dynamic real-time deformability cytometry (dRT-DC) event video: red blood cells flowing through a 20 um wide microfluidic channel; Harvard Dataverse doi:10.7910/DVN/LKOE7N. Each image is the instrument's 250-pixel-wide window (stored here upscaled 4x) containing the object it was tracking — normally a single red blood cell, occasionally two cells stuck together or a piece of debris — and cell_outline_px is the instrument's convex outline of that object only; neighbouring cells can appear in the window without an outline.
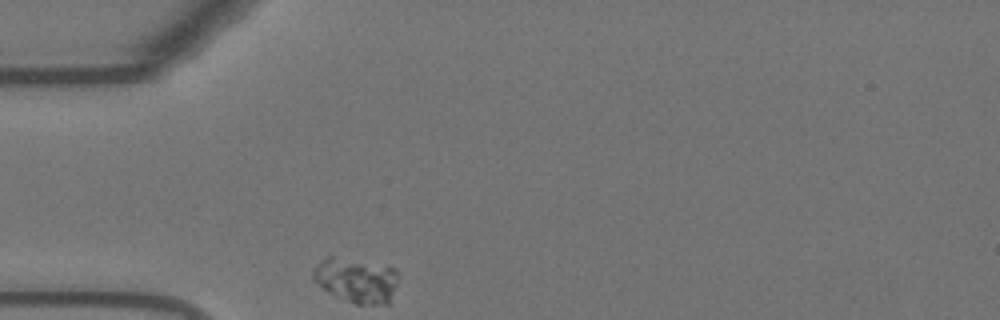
{"species": "Egyptian fruit bat (a non-hibernating species)", "species_latin": "Rousettus aegyptiacus", "temperature_condition": "warm", "stored_images_in_passage": 32, "camera_frame_rate_fps": 3000, "um_per_image_px": 0.085, "animal": {"sex": "female"}, "frame": {"image": 1, "passage_image": 1, "time_ms": 0.0, "image_size_px": [1000, 320], "cell_outline_px": [[400, 276], [388, 304], [356, 304], [336, 296], [328, 292], [312, 280], [312, 268], [316, 264], [328, 256], [332, 256], [396, 268], [400, 272]], "centroid_in_image_um": [30.28, 23.81], "position_along_channel_um": 54.7, "area_um2": 22.25}}
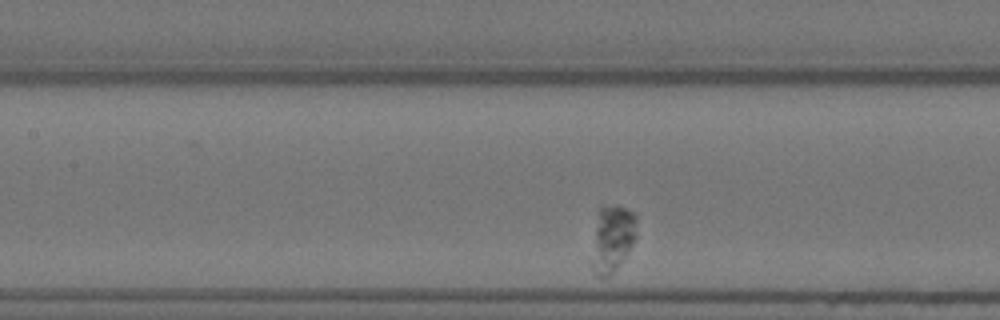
{"frame": {"image": 2, "passage_image": 11, "time_ms": 3.333, "image_size_px": [1000, 320], "cell_outline_px": [[636, 236], [632, 244], [616, 268], [608, 276], [600, 276], [592, 264], [596, 212], [600, 208], [612, 204], [616, 204], [636, 212]], "centroid_in_image_um": [52.07, 20.16], "position_along_channel_um": 155.3, "area_um2": 17.05}}
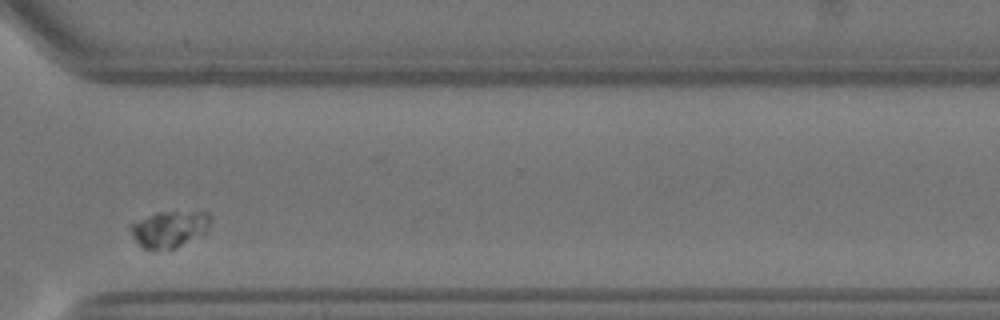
{"frame": {"image": 3, "passage_image": 29, "time_ms": 9.333, "image_size_px": [1000, 320], "cell_outline_px": [[212, 220], [204, 236], [176, 248], [156, 252], [152, 252], [140, 248], [132, 236], [128, 228], [128, 224], [156, 212], [208, 212], [212, 216]], "centroid_in_image_um": [14.38, 19.52], "position_along_channel_um": 356.2, "area_um2": 17.98}}